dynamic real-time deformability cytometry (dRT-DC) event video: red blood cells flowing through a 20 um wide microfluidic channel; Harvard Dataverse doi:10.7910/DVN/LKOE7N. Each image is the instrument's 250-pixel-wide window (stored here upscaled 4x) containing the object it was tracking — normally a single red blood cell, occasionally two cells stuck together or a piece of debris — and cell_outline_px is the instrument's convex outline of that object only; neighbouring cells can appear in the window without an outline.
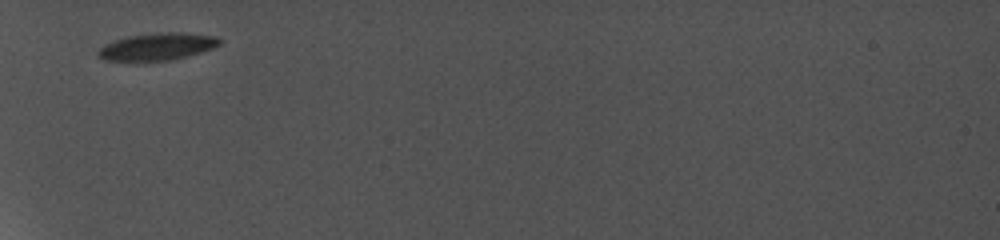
{"species": "common noctule bat (a hibernating species)", "species_latin": "Nyctalus noctula", "temperature_condition": "cold", "stored_images_in_passage": 2, "camera_frame_rate_fps": 5000, "um_per_image_px": 0.085, "animal": {"sex": "female", "body_mass_g": 19.0, "forearm_length_mm": 56.7}, "frame": {"image": 1, "passage_image": 1, "time_ms": 0.0, "image_size_px": [1000, 240], "cell_outline_px": [[220, 44], [212, 48], [188, 56], [168, 60], [132, 64], [104, 60], [96, 52], [104, 44], [112, 40], [128, 36], [156, 32], [184, 32], [216, 36], [220, 40]], "centroid_in_image_um": [13.27, 3.99], "position_along_channel_um": 71.7, "area_um2": 20.06}}